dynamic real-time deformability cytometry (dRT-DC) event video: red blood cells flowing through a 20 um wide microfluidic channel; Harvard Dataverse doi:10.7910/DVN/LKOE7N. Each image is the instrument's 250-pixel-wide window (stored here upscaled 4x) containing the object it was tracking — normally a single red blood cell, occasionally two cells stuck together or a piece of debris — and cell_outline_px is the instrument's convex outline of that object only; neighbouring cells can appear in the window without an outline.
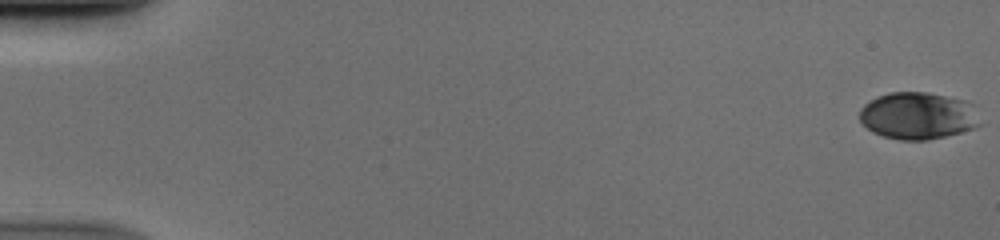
{"species": "human", "species_latin": "Homo sapiens", "temperature_condition": "cold", "stored_images_in_passage": 53, "camera_frame_rate_fps": 3000, "um_per_image_px": 0.085, "donor": {"sex": "male"}, "frame": {"image": 1, "passage_image": 1, "time_ms": 0.0, "image_size_px": [1000, 240], "cell_outline_px": [[980, 124], [972, 128], [960, 132], [928, 140], [900, 140], [884, 136], [872, 132], [860, 120], [860, 108], [864, 104], [876, 96], [888, 92], [928, 92], [964, 100], [972, 104]], "centroid_in_image_um": [77.98, 9.83], "position_along_channel_um": 7.0, "area_um2": 32.89}}
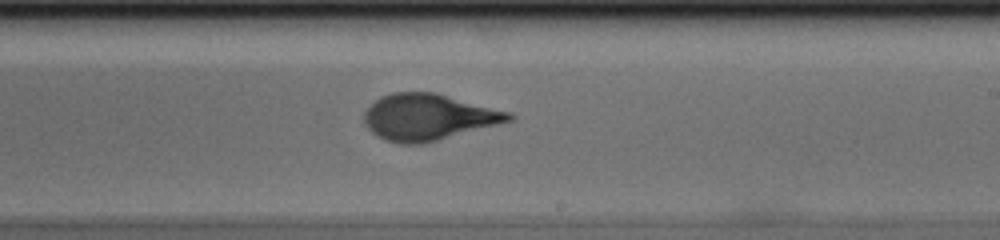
{"frame": {"image": 2, "passage_image": 33, "time_ms": 10.667, "image_size_px": [1000, 240], "cell_outline_px": [[516, 116], [512, 120], [440, 140], [424, 144], [396, 144], [384, 140], [376, 136], [364, 124], [364, 112], [380, 96], [392, 92], [436, 92], [512, 112]], "centroid_in_image_um": [36.41, 9.96], "position_along_channel_um": 252.6, "area_um2": 39.42}}
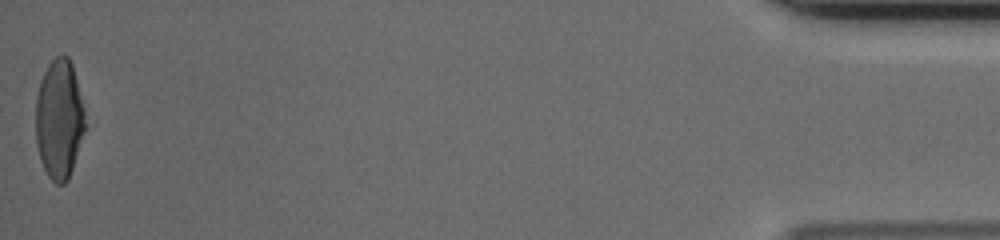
{"frame": {"image": 3, "passage_image": 53, "time_ms": 17.333, "image_size_px": [1000, 240], "cell_outline_px": [[84, 132], [68, 180], [64, 184], [56, 184], [48, 176], [40, 160], [36, 144], [36, 96], [40, 80], [48, 64], [56, 56], [68, 56], [72, 64], [84, 108]], "centroid_in_image_um": [5.01, 10.13], "position_along_channel_um": 430.2, "area_um2": 34.22}}